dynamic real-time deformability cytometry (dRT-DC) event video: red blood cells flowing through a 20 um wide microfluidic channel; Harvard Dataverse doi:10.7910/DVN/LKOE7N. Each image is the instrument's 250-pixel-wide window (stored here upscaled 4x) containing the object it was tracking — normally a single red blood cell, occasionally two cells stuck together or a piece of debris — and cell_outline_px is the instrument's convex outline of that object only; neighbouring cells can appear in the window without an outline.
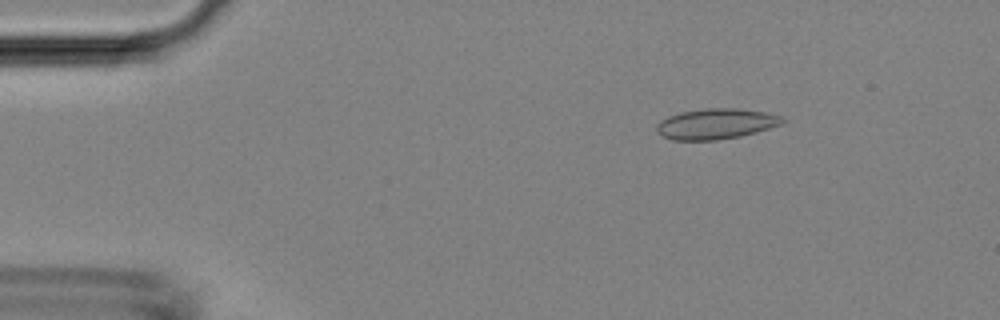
{"species": "Egyptian fruit bat (a non-hibernating species)", "species_latin": "Rousettus aegyptiacus", "temperature_condition": "room temperature", "stored_images_in_passage": 47, "camera_frame_rate_fps": 3000, "um_per_image_px": 0.085, "animal": {"sex": "female"}, "frame": {"image": 1, "passage_image": 7, "time_ms": 2.0, "image_size_px": [1000, 320], "cell_outline_px": [[788, 120], [784, 124], [756, 132], [740, 136], [716, 140], [672, 140], [660, 136], [656, 132], [656, 124], [660, 120], [668, 116], [680, 112], [704, 108], [740, 108], [764, 112], [780, 116]], "centroid_in_image_um": [60.84, 10.52], "position_along_channel_um": 24.2, "area_um2": 22.72}}
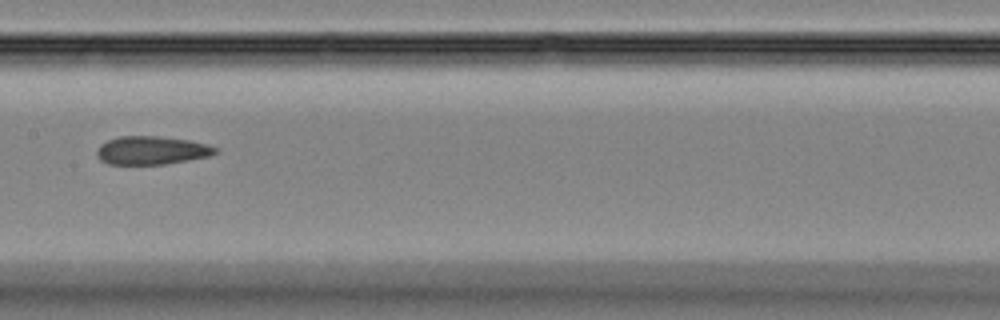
{"frame": {"image": 2, "passage_image": 24, "time_ms": 7.667, "image_size_px": [1000, 320], "cell_outline_px": [[220, 152], [212, 156], [164, 164], [108, 164], [100, 160], [96, 156], [96, 152], [100, 144], [108, 140], [120, 136], [156, 136], [188, 140], [208, 144], [216, 148]], "centroid_in_image_um": [12.9, 12.78], "position_along_channel_um": 194.5, "area_um2": 19.65}}
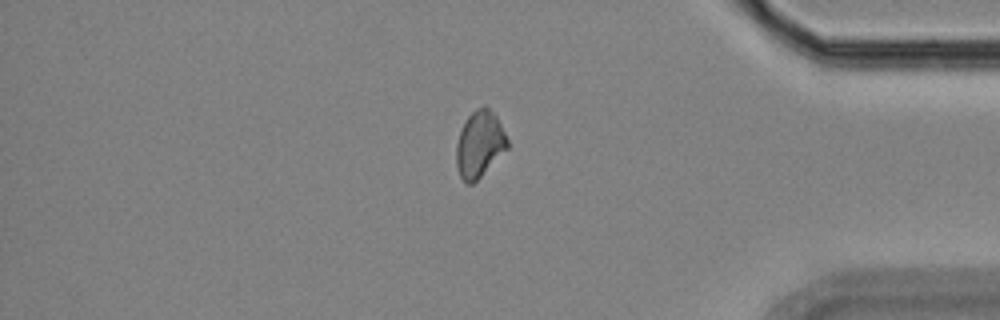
{"frame": {"image": 3, "passage_image": 40, "time_ms": 13.0, "image_size_px": [1000, 320], "cell_outline_px": [[508, 148], [472, 184], [464, 184], [460, 176], [456, 164], [456, 144], [460, 132], [468, 116], [476, 108], [488, 108], [496, 116], [508, 140]], "centroid_in_image_um": [40.74, 12.28], "position_along_channel_um": 394.5, "area_um2": 19.36}}